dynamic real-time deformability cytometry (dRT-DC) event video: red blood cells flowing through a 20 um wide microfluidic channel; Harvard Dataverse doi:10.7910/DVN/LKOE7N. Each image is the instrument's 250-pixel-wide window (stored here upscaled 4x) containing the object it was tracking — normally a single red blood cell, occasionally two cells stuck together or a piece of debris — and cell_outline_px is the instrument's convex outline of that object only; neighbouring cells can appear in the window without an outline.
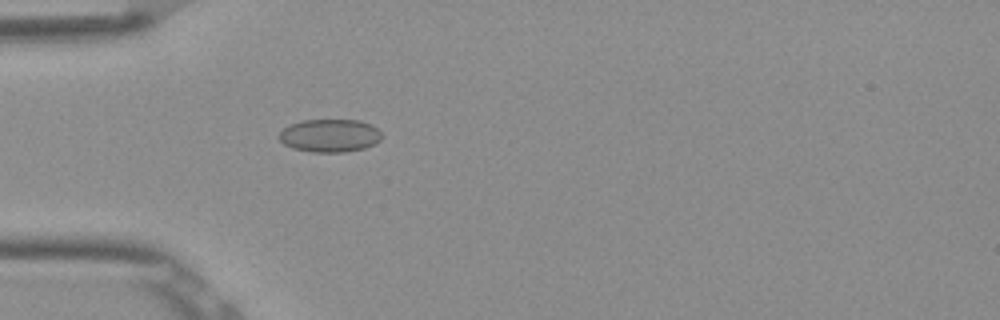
{"species": "Egyptian fruit bat (a non-hibernating species)", "species_latin": "Rousettus aegyptiacus", "temperature_condition": "room temperature", "stored_images_in_passage": 52, "camera_frame_rate_fps": 3000, "um_per_image_px": 0.085, "frame": {"image": 1, "passage_image": 16, "time_ms": 5.0, "image_size_px": [1000, 320], "cell_outline_px": [[380, 140], [376, 144], [364, 148], [344, 152], [312, 152], [292, 148], [284, 144], [276, 136], [288, 124], [304, 120], [360, 120], [372, 124], [380, 132]], "centroid_in_image_um": [28.01, 11.52], "position_along_channel_um": 57.0, "area_um2": 19.88}}
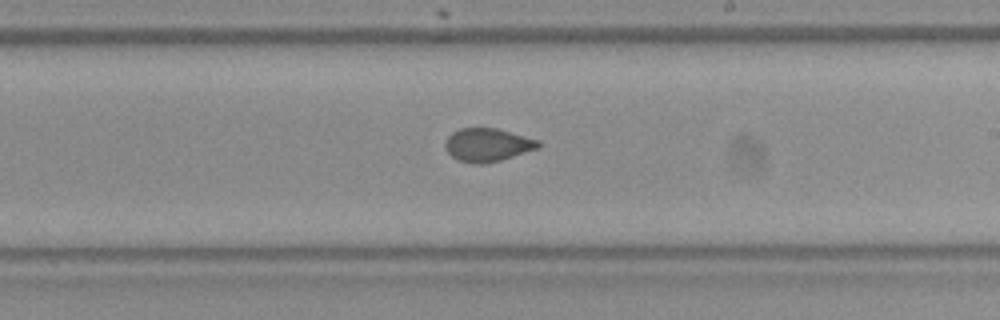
{"frame": {"image": 2, "passage_image": 31, "time_ms": 10.0, "image_size_px": [1000, 320], "cell_outline_px": [[540, 148], [500, 160], [484, 164], [472, 164], [456, 160], [448, 152], [444, 144], [448, 136], [452, 132], [460, 128], [496, 128], [540, 140]], "centroid_in_image_um": [41.44, 12.32], "position_along_channel_um": 247.6, "area_um2": 18.15}}
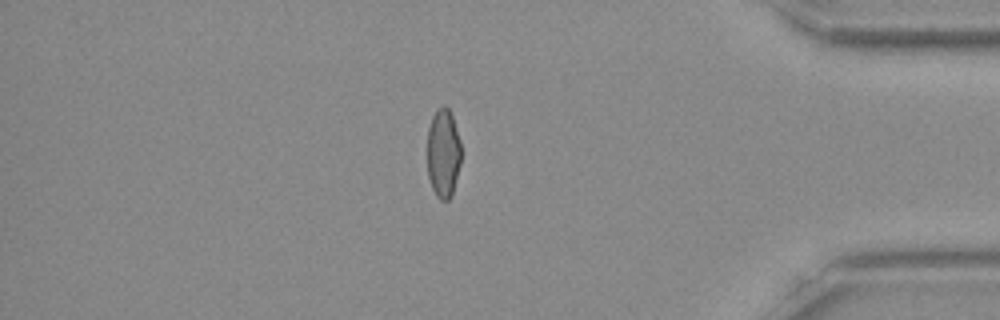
{"frame": {"image": 3, "passage_image": 45, "time_ms": 14.667, "image_size_px": [1000, 320], "cell_outline_px": [[460, 164], [452, 196], [448, 200], [440, 200], [436, 196], [432, 188], [428, 176], [428, 128], [432, 116], [444, 104], [448, 108], [452, 116], [460, 140]], "centroid_in_image_um": [37.68, 13.05], "position_along_channel_um": 397.5, "area_um2": 17.46}, "authors_computed_cell_mechanics": {"area_um2": 18.7272, "velocity_mm_per_s": 3.9036, "shape_relaxation_time_tau1_ms": null, "shape_relaxation_time_tau2_ms": 0.9483, "deformation_change_tau1": null, "deformation_change_tau2": 0.0428}}